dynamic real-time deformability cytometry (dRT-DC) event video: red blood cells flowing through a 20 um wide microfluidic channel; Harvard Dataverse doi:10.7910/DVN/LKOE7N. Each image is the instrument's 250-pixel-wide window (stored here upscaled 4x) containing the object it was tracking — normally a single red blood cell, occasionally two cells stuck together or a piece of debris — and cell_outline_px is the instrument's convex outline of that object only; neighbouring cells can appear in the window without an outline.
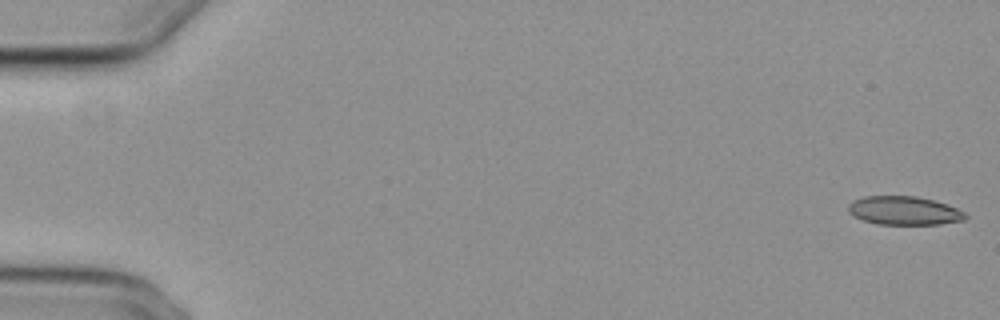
{"species": "common noctule bat (a hibernating species)", "species_latin": "Nyctalus noctula", "temperature_condition": "cold", "stored_images_in_passage": 12, "camera_frame_rate_fps": 3000, "um_per_image_px": 0.085, "animal": {"sex": "female", "body_mass_g": 29.2, "forearm_length_mm": 56.3}, "frame": {"image": 1, "passage_image": 1, "time_ms": 0.0, "image_size_px": [1000, 320], "cell_outline_px": [[968, 216], [964, 220], [940, 224], [876, 224], [852, 216], [848, 212], [848, 204], [852, 200], [864, 196], [916, 196], [932, 200], [956, 208], [964, 212]], "centroid_in_image_um": [76.8, 17.9], "position_along_channel_um": 8.2, "area_um2": 19.48}}